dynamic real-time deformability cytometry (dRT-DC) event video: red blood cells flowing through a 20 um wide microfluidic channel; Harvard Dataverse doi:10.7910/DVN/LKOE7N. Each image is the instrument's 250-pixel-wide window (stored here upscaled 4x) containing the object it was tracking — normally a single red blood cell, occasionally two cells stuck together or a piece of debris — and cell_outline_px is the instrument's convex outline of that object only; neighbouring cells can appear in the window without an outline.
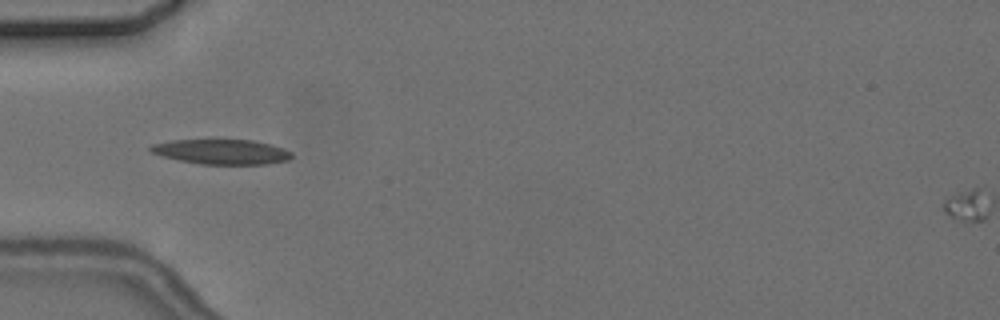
{"species": "common noctule bat (a hibernating species)", "species_latin": "Nyctalus noctula", "temperature_condition": "cold", "stored_images_in_passage": 4, "camera_frame_rate_fps": 3000, "um_per_image_px": 0.085, "animal": {"sex": "female", "body_mass_g": 24.6, "forearm_length_mm": 56.2}, "frame": {"image": 1, "passage_image": 3, "time_ms": 2.333, "image_size_px": [1000, 320], "cell_outline_px": [[292, 156], [288, 160], [268, 164], [200, 164], [160, 156], [148, 152], [148, 148], [152, 144], [172, 140], [212, 136], [252, 140], [272, 144], [284, 148], [292, 152]], "centroid_in_image_um": [18.77, 12.84], "position_along_channel_um": 66.2, "area_um2": 21.79}}